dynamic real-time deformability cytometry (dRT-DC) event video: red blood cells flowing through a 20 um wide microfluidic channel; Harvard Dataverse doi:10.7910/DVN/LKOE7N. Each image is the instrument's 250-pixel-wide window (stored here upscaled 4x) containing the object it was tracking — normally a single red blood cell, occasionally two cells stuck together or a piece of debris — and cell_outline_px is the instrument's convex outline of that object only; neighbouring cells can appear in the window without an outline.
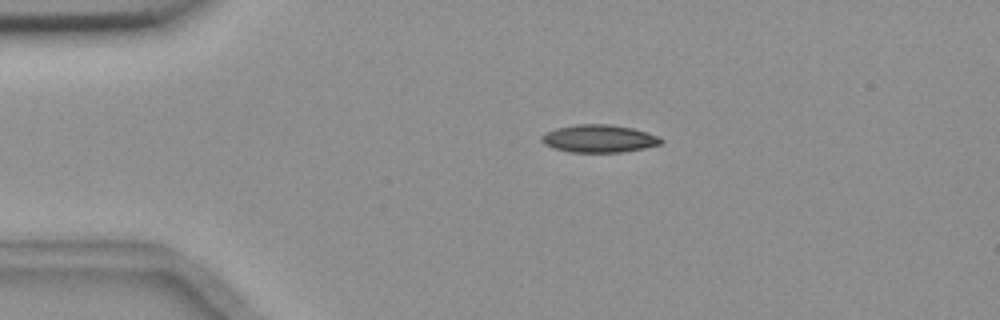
{"species": "common noctule bat (a hibernating species)", "species_latin": "Nyctalus noctula", "temperature_condition": "room temperature", "stored_images_in_passage": 4, "camera_frame_rate_fps": 3000, "um_per_image_px": 0.085, "animal": {"sex": "female", "body_mass_g": 18.4}, "frame": {"image": 1, "passage_image": 1, "time_ms": 0.0, "image_size_px": [1000, 320], "cell_outline_px": [[664, 140], [660, 144], [644, 148], [624, 152], [572, 152], [552, 148], [544, 144], [540, 140], [540, 136], [556, 128], [576, 124], [612, 124], [632, 128], [660, 136]], "centroid_in_image_um": [50.92, 11.78], "position_along_channel_um": 34.1, "area_um2": 19.36}}